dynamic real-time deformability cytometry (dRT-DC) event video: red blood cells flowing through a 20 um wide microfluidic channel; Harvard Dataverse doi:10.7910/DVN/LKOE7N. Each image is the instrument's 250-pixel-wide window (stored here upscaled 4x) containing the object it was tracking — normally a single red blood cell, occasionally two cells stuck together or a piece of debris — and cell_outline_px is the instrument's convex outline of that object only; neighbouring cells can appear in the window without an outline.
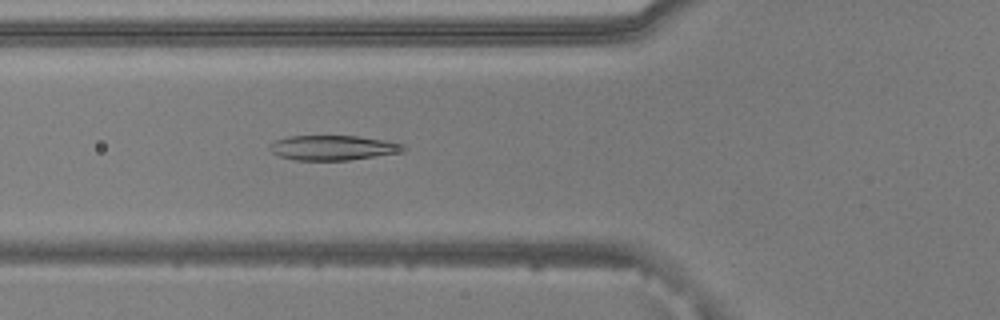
{"species": "common noctule bat (a hibernating species)", "species_latin": "Nyctalus noctula", "temperature_condition": "warm", "stored_images_in_passage": 30, "camera_frame_rate_fps": 3000, "um_per_image_px": 0.085, "animal": {"sex": "male", "body_mass_g": 20.5, "forearm_length_mm": 52.5}, "frame": {"image": 1, "passage_image": 3, "time_ms": 0.667, "image_size_px": [1000, 320], "cell_outline_px": [[404, 152], [348, 160], [296, 160], [280, 156], [272, 152], [268, 148], [268, 144], [276, 140], [292, 136], [356, 136], [384, 140], [404, 144]], "centroid_in_image_um": [28.3, 12.56], "position_along_channel_um": 97.5, "area_um2": 19.25}}
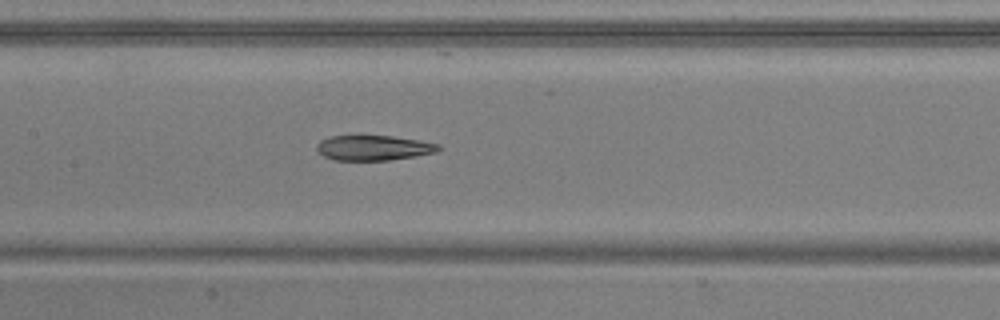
{"frame": {"image": 2, "passage_image": 9, "time_ms": 2.667, "image_size_px": [1000, 320], "cell_outline_px": [[440, 148], [436, 152], [416, 156], [388, 160], [332, 160], [324, 156], [316, 148], [316, 144], [320, 140], [328, 136], [392, 136], [440, 144]], "centroid_in_image_um": [31.72, 12.57], "position_along_channel_um": 175.7, "area_um2": 17.69}}
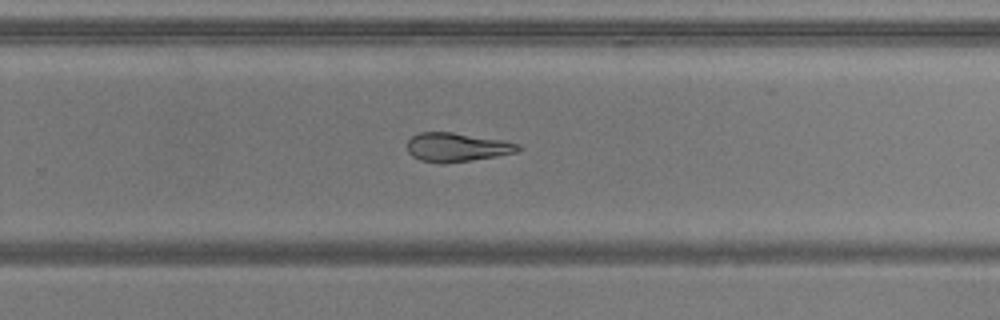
{"frame": {"image": 3, "passage_image": 18, "time_ms": 5.667, "image_size_px": [1000, 320], "cell_outline_px": [[520, 148], [516, 152], [496, 156], [472, 160], [420, 160], [412, 156], [408, 152], [408, 140], [412, 136], [420, 132], [452, 132], [500, 140], [520, 144]], "centroid_in_image_um": [38.83, 12.47], "position_along_channel_um": 291.0, "area_um2": 17.74}, "authors_computed_cell_mechanics": {"area_um2": 18.785, "velocity_mm_per_s": 3.8685, "shape_relaxation_time_tau1_ms": null, "shape_relaxation_time_tau2_ms": 6.8396, "deformation_change_tau1": null, "deformation_change_tau2": 0.1744}}